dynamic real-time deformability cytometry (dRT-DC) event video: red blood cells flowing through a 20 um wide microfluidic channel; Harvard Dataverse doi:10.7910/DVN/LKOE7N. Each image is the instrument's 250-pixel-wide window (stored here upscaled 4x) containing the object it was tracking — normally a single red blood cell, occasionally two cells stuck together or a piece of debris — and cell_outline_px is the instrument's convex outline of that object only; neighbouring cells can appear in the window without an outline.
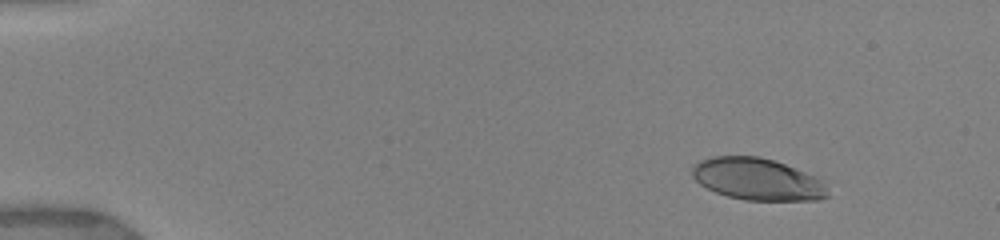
{"species": "human", "species_latin": "Homo sapiens", "temperature_condition": "warm", "stored_images_in_passage": 14, "camera_frame_rate_fps": 3000, "um_per_image_px": 0.085, "donor": {"sex": "female"}, "frame": {"image": 1, "passage_image": 3, "time_ms": 2.0, "image_size_px": [1000, 240], "cell_outline_px": [[828, 196], [816, 200], [744, 200], [728, 196], [716, 192], [700, 184], [692, 176], [692, 164], [700, 160], [712, 156], [760, 156], [784, 164], [804, 172], [820, 180], [824, 184]], "centroid_in_image_um": [64.31, 15.22], "position_along_channel_um": 20.7, "area_um2": 32.77}}
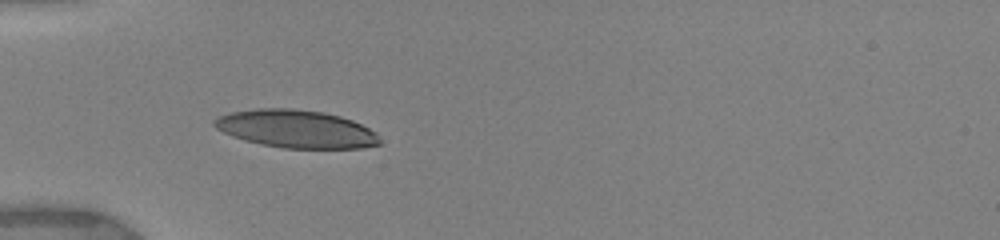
{"frame": {"image": 2, "passage_image": 7, "time_ms": 5.667, "image_size_px": [1000, 240], "cell_outline_px": [[380, 144], [364, 148], [284, 148], [260, 144], [244, 140], [232, 136], [216, 128], [212, 124], [212, 120], [220, 116], [232, 112], [256, 108], [292, 108], [324, 112], [340, 116], [352, 120], [376, 132], [380, 140]], "centroid_in_image_um": [25.17, 10.95], "position_along_channel_um": 59.8, "area_um2": 36.53}}
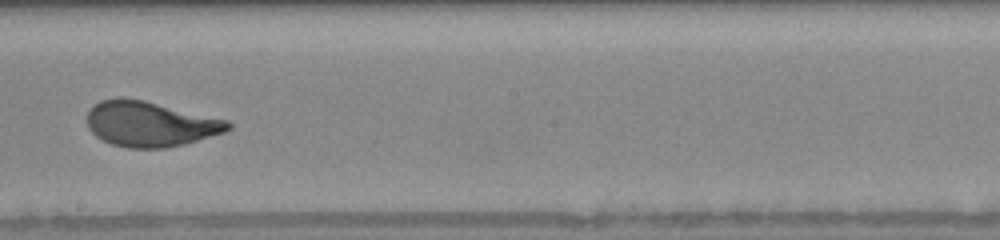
{"frame": {"image": 3, "passage_image": 12, "time_ms": 10.333, "image_size_px": [1000, 240], "cell_outline_px": [[232, 128], [224, 132], [184, 144], [164, 148], [128, 148], [112, 144], [96, 136], [88, 128], [88, 112], [100, 100], [116, 96], [124, 96], [144, 100], [228, 120], [232, 124]], "centroid_in_image_um": [12.75, 10.52], "position_along_channel_um": 235.4, "area_um2": 37.17}}